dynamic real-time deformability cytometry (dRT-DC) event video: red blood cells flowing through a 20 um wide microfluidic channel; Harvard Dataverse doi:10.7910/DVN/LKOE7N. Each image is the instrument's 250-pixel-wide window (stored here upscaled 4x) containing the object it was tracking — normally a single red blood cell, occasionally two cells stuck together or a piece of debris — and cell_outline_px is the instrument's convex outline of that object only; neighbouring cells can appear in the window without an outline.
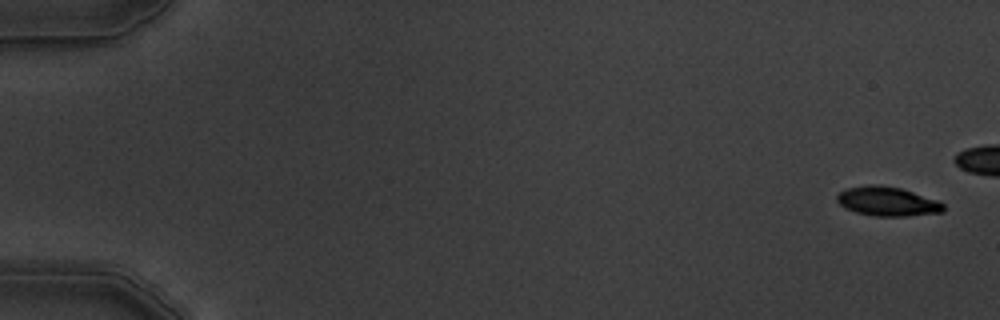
{"species": "common noctule bat (a hibernating species)", "species_latin": "Nyctalus noctula", "temperature_condition": "warm", "stored_images_in_passage": 6, "camera_frame_rate_fps": 3000, "um_per_image_px": 0.085, "animal": {"sex": "male", "body_mass_g": 19.5, "forearm_length_mm": 54.6}, "frame": {"image": 1, "passage_image": 1, "time_ms": 0.0, "image_size_px": [1000, 320], "cell_outline_px": [[944, 212], [908, 216], [876, 216], [856, 212], [840, 204], [836, 200], [836, 196], [840, 192], [848, 188], [868, 184], [880, 184], [900, 188], [940, 200], [944, 204]], "centroid_in_image_um": [75.47, 17.11], "position_along_channel_um": 9.5, "area_um2": 18.21}}
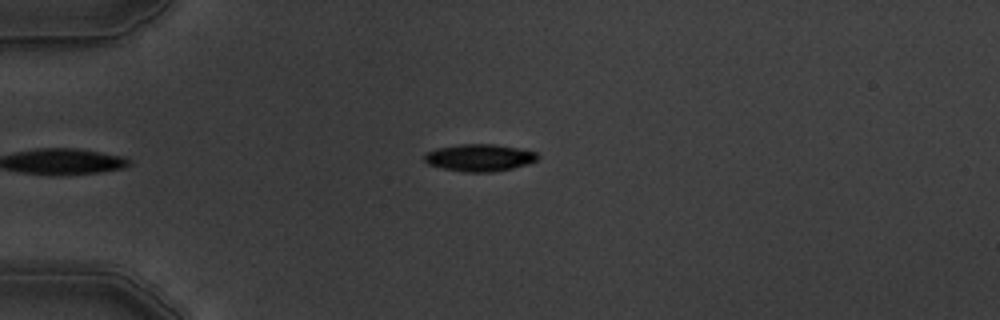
{"frame": {"image": 2, "passage_image": 6, "time_ms": 6.0, "image_size_px": [1000, 320], "cell_outline_px": [[540, 156], [536, 160], [528, 164], [512, 168], [492, 172], [464, 172], [444, 168], [428, 164], [424, 160], [424, 156], [428, 152], [436, 148], [460, 144], [492, 144], [516, 148], [536, 152]], "centroid_in_image_um": [40.75, 13.4], "position_along_channel_um": 44.2, "area_um2": 17.74}}